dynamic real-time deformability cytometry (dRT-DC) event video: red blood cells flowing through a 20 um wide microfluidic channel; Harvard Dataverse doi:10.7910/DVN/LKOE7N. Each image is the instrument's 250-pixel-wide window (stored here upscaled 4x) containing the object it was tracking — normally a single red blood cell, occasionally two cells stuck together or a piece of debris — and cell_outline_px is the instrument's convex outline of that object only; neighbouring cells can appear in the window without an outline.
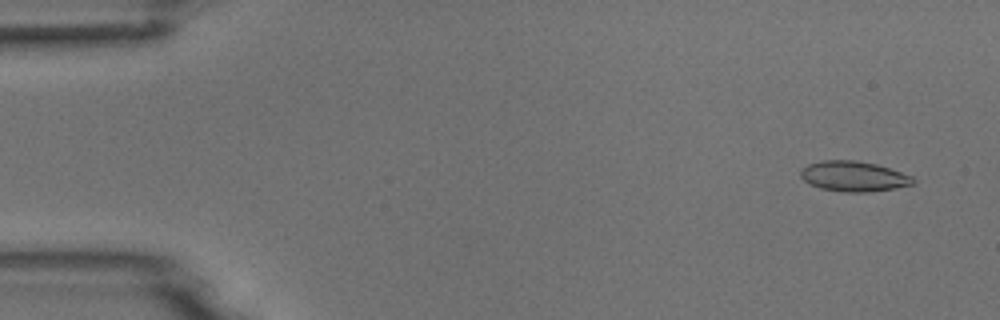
{"species": "common noctule bat (a hibernating species)", "species_latin": "Nyctalus noctula", "temperature_condition": "room temperature", "stored_images_in_passage": 52, "camera_frame_rate_fps": 3000, "um_per_image_px": 0.085, "animal": {"sex": "male", "body_mass_g": 18.8}, "frame": {"image": 1, "passage_image": 3, "time_ms": 0.667, "image_size_px": [1000, 320], "cell_outline_px": [[916, 184], [896, 188], [868, 192], [844, 192], [820, 188], [804, 180], [800, 176], [800, 172], [808, 164], [824, 160], [856, 160], [876, 164], [912, 176], [916, 180]], "centroid_in_image_um": [72.6, 14.99], "position_along_channel_um": 12.4, "area_um2": 19.77}}
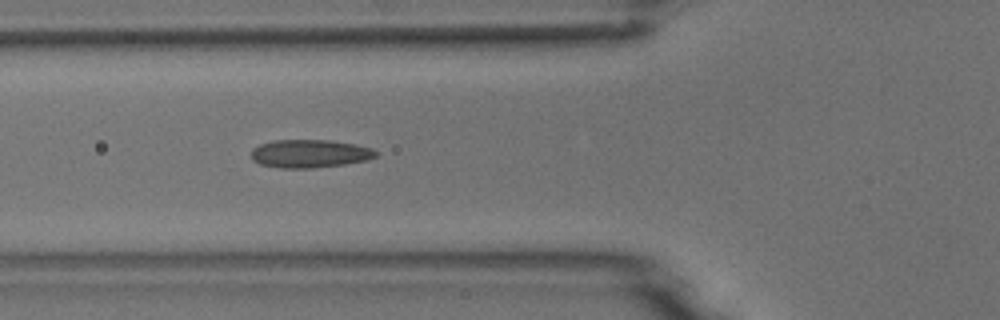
{"frame": {"image": 2, "passage_image": 19, "time_ms": 6.0, "image_size_px": [1000, 320], "cell_outline_px": [[380, 152], [376, 156], [368, 160], [344, 164], [312, 168], [280, 168], [260, 164], [252, 160], [252, 148], [260, 144], [272, 140], [328, 140], [356, 144], [372, 148]], "centroid_in_image_um": [26.35, 13.05], "position_along_channel_um": 99.5, "area_um2": 20.58}}
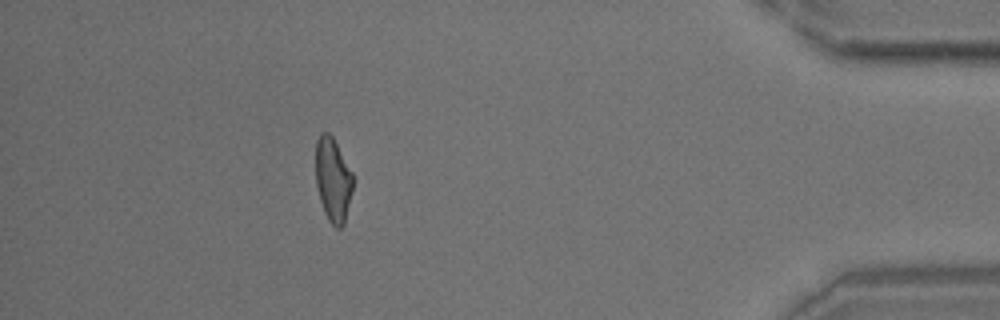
{"frame": {"image": 3, "passage_image": 47, "time_ms": 15.333, "image_size_px": [1000, 320], "cell_outline_px": [[352, 192], [344, 224], [340, 228], [336, 228], [328, 220], [324, 212], [320, 200], [316, 184], [316, 140], [320, 132], [328, 132], [332, 136], [352, 172]], "centroid_in_image_um": [28.29, 15.27], "position_along_channel_um": 406.9, "area_um2": 18.15}}